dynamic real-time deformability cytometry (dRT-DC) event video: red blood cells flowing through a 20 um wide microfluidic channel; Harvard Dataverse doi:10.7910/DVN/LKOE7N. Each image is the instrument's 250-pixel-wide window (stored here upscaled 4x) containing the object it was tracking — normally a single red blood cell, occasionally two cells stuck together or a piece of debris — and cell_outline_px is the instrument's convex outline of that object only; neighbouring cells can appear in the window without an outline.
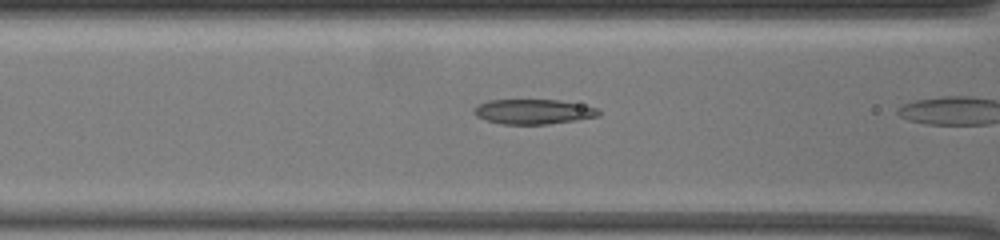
{"species": "common noctule bat (a hibernating species)", "species_latin": "Nyctalus noctula", "temperature_condition": "warm", "stored_images_in_passage": 4, "camera_frame_rate_fps": 3000, "um_per_image_px": 0.085, "animal": {"sex": "female", "body_mass_g": 19.5, "forearm_length_mm": 54.1}, "frame": {"image": 1, "passage_image": 3, "time_ms": 0.667, "image_size_px": [1000, 240], "cell_outline_px": [[600, 116], [576, 120], [548, 124], [500, 124], [476, 116], [472, 112], [480, 104], [488, 100], [556, 100], [580, 104], [596, 108], [600, 112]], "centroid_in_image_um": [45.34, 9.49], "position_along_channel_um": 121.3, "area_um2": 17.86}}